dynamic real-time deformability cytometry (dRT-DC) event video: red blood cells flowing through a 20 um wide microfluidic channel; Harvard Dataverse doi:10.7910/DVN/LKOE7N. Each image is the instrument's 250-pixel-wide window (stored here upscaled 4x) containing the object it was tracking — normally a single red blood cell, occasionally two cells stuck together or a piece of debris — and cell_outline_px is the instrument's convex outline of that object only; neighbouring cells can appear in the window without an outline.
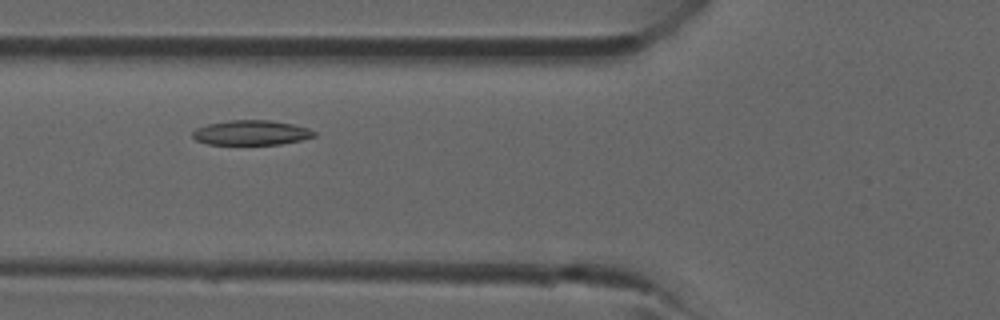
{"species": "common noctule bat (a hibernating species)", "species_latin": "Nyctalus noctula", "temperature_condition": "room temperature", "stored_images_in_passage": 32, "camera_frame_rate_fps": 3000, "um_per_image_px": 0.085, "animal": {"sex": "male", "forearm_length_mm": 52.5}, "frame": {"image": 1, "passage_image": 5, "time_ms": 1.333, "image_size_px": [1000, 320], "cell_outline_px": [[316, 136], [300, 140], [280, 144], [208, 144], [196, 140], [192, 136], [192, 132], [196, 128], [208, 124], [228, 120], [272, 120], [292, 124], [308, 128], [316, 132]], "centroid_in_image_um": [21.35, 11.27], "position_along_channel_um": 104.4, "area_um2": 17.51}}
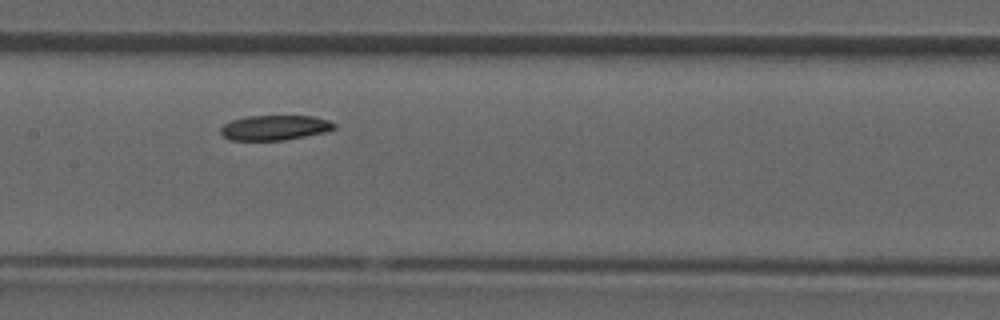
{"frame": {"image": 2, "passage_image": 10, "time_ms": 3.0, "image_size_px": [1000, 320], "cell_outline_px": [[336, 128], [328, 132], [284, 140], [232, 140], [224, 136], [220, 132], [220, 128], [224, 124], [232, 120], [248, 116], [312, 116], [328, 120], [336, 124]], "centroid_in_image_um": [23.39, 10.85], "position_along_channel_um": 184.0, "area_um2": 16.53}}